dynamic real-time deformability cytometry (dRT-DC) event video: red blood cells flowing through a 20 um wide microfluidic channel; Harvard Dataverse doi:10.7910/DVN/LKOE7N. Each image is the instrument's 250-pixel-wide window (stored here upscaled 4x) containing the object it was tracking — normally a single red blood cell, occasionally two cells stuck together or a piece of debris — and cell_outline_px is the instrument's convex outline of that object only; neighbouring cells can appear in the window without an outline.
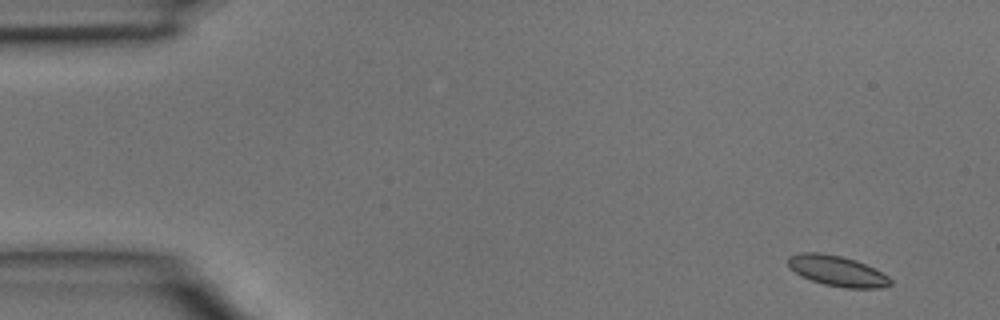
{"species": "common noctule bat (a hibernating species)", "species_latin": "Nyctalus noctula", "temperature_condition": "room temperature", "stored_images_in_passage": 5, "camera_frame_rate_fps": 3000, "um_per_image_px": 0.085, "animal": {"sex": "male", "body_mass_g": 15.6}, "frame": {"image": 1, "passage_image": 1, "time_ms": 0.0, "image_size_px": [1000, 320], "cell_outline_px": [[892, 284], [880, 288], [844, 288], [824, 284], [812, 280], [788, 268], [788, 256], [800, 252], [820, 252], [840, 256], [856, 260], [888, 276], [892, 280]], "centroid_in_image_um": [71.14, 23.02], "position_along_channel_um": 13.9, "area_um2": 18.03}}
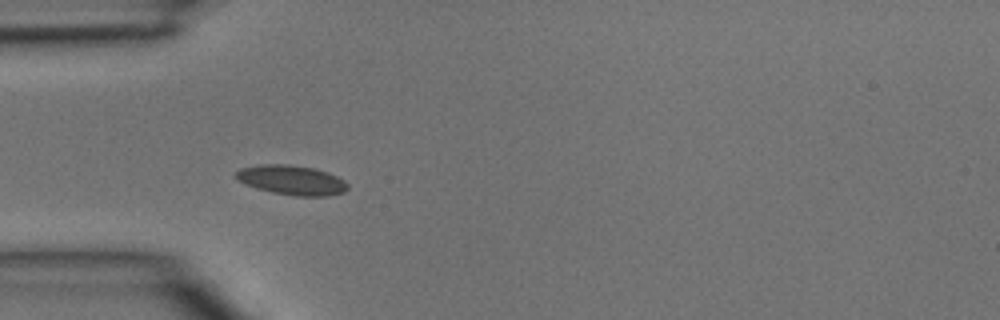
{"frame": {"image": 2, "passage_image": 4, "time_ms": 1.0, "image_size_px": [1000, 320], "cell_outline_px": [[348, 188], [344, 192], [328, 196], [296, 196], [272, 192], [256, 188], [244, 184], [232, 176], [240, 168], [260, 164], [288, 164], [312, 168], [328, 172], [344, 180], [348, 184]], "centroid_in_image_um": [24.77, 15.3], "position_along_channel_um": 60.2, "area_um2": 19.42}}